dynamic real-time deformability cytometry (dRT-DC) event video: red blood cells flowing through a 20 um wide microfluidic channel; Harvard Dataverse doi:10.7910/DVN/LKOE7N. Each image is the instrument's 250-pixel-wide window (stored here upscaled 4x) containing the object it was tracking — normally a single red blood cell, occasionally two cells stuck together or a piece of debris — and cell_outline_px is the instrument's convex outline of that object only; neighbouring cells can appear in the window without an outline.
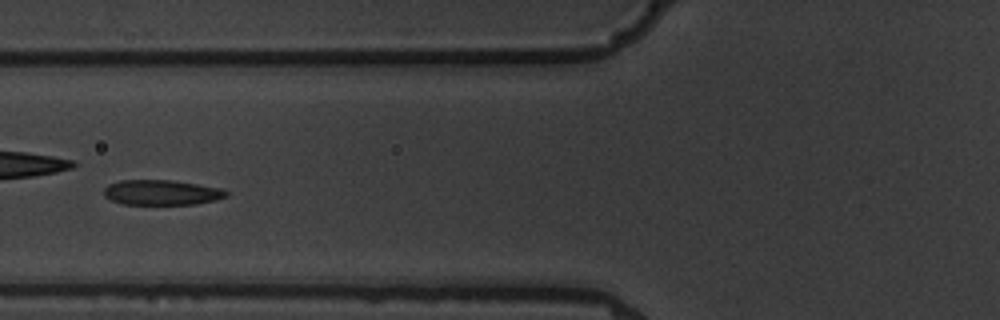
{"species": "common noctule bat (a hibernating species)", "species_latin": "Nyctalus noctula", "temperature_condition": "warm", "stored_images_in_passage": 6, "camera_frame_rate_fps": 3000, "um_per_image_px": 0.085, "animal": {"sex": "male", "body_mass_g": 19.5, "forearm_length_mm": 54.6}, "frame": {"image": 1, "passage_image": 5, "time_ms": 4.667, "image_size_px": [1000, 320], "cell_outline_px": [[228, 196], [216, 200], [196, 204], [120, 204], [104, 196], [104, 188], [108, 184], [120, 180], [172, 180], [224, 188], [228, 192]], "centroid_in_image_um": [13.76, 16.35], "position_along_channel_um": 112.0, "area_um2": 18.09}}
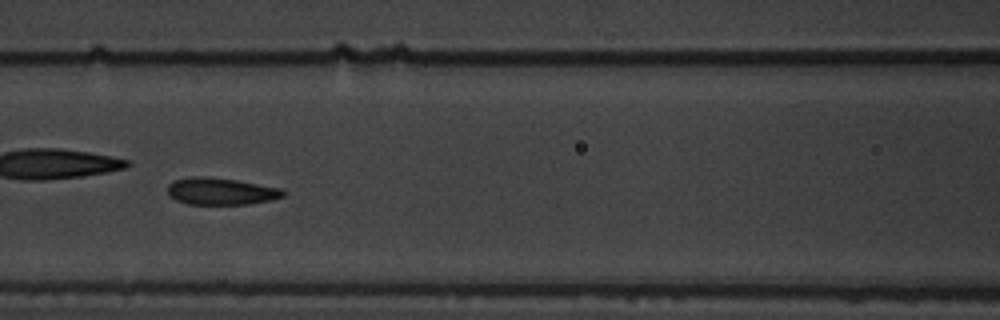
{"frame": {"image": 2, "passage_image": 6, "time_ms": 5.667, "image_size_px": [1000, 320], "cell_outline_px": [[288, 192], [284, 196], [272, 200], [248, 204], [188, 204], [176, 200], [168, 192], [168, 184], [172, 180], [188, 176], [204, 176], [236, 180], [284, 188]], "centroid_in_image_um": [18.82, 16.25], "position_along_channel_um": 147.8, "area_um2": 18.44}}